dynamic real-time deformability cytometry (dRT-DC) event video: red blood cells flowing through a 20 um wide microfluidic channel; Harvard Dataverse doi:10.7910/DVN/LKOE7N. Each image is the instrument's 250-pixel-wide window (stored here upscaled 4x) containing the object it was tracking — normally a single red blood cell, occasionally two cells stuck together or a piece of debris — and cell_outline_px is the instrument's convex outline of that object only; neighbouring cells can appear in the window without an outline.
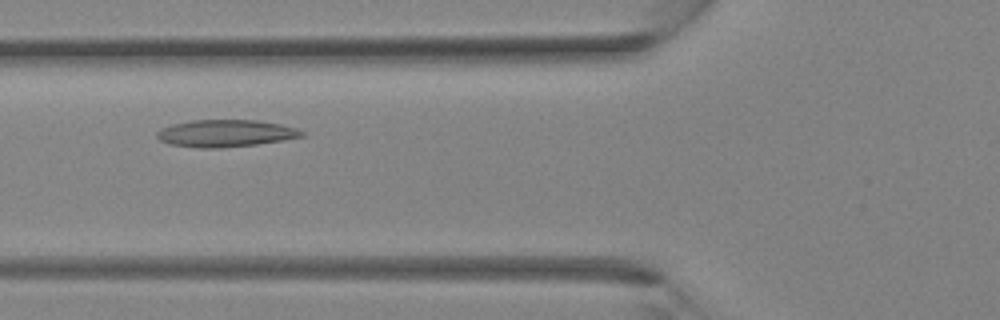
{"species": "Egyptian fruit bat (a non-hibernating species)", "species_latin": "Rousettus aegyptiacus", "temperature_condition": "room temperature", "stored_images_in_passage": 29, "camera_frame_rate_fps": 3000, "um_per_image_px": 0.085, "animal": {"sex": "female"}, "frame": {"image": 1, "passage_image": 7, "time_ms": 2.0, "image_size_px": [1000, 320], "cell_outline_px": [[304, 136], [284, 140], [256, 144], [220, 148], [200, 148], [168, 144], [160, 140], [156, 136], [156, 132], [160, 128], [172, 124], [192, 120], [256, 120], [280, 124], [296, 128], [304, 132]], "centroid_in_image_um": [19.14, 11.33], "position_along_channel_um": 106.7, "area_um2": 22.95}}
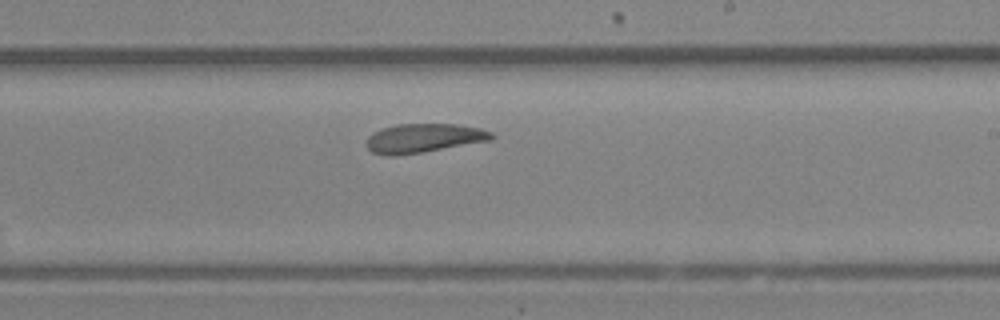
{"frame": {"image": 2, "passage_image": 15, "time_ms": 4.667, "image_size_px": [1000, 320], "cell_outline_px": [[496, 136], [492, 140], [424, 152], [396, 156], [388, 156], [372, 152], [364, 144], [368, 136], [372, 132], [380, 128], [396, 124], [460, 124], [480, 128], [492, 132]], "centroid_in_image_um": [35.99, 11.74], "position_along_channel_um": 253.0, "area_um2": 21.56}}
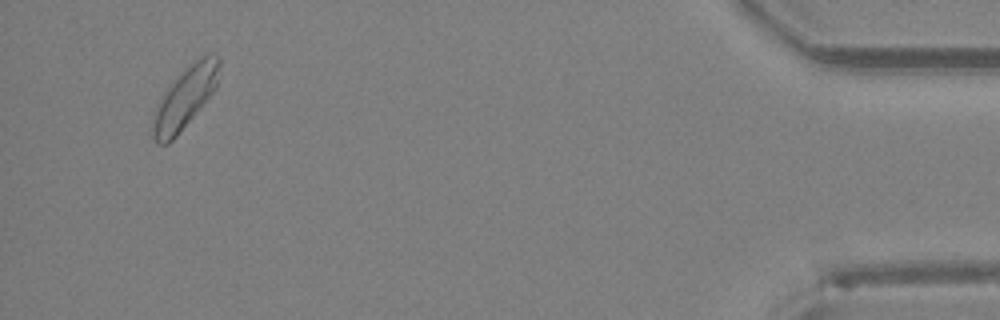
{"frame": {"image": 3, "passage_image": 28, "time_ms": 9.0, "image_size_px": [1000, 320], "cell_outline_px": [[220, 64], [216, 88], [200, 108], [176, 136], [168, 144], [156, 144], [152, 136], [152, 124], [156, 104], [168, 88], [196, 60], [208, 52], [212, 52], [220, 56]], "centroid_in_image_um": [15.73, 8.33], "position_along_channel_um": 419.5, "area_um2": 23.24}}